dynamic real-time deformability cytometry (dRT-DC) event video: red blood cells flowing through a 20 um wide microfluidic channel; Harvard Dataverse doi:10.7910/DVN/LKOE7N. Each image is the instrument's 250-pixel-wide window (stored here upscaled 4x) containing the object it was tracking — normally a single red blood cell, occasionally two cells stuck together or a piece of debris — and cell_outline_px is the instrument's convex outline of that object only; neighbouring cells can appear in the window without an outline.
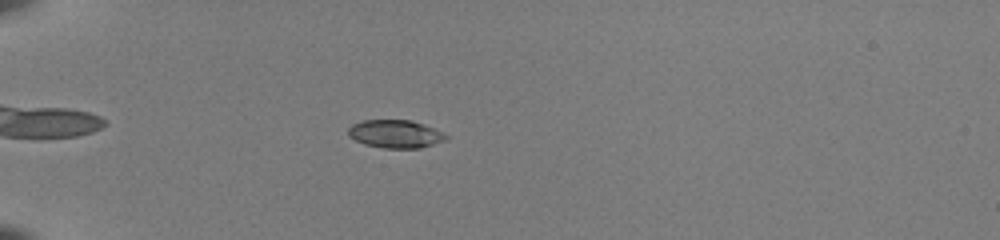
{"species": "common noctule bat (a hibernating species)", "species_latin": "Nyctalus noctula", "temperature_condition": "room temperature", "stored_images_in_passage": 48, "camera_frame_rate_fps": 3000, "um_per_image_px": 0.085, "animal": {"sex": "female", "body_mass_g": 22.0, "forearm_length_mm": 56.7}, "frame": {"image": 1, "passage_image": 12, "time_ms": 3.667, "image_size_px": [1000, 240], "cell_outline_px": [[448, 136], [444, 140], [420, 148], [384, 148], [364, 144], [348, 136], [348, 128], [352, 124], [364, 120], [408, 120], [432, 128]], "centroid_in_image_um": [33.53, 11.39], "position_along_channel_um": 51.5, "area_um2": 15.61}}
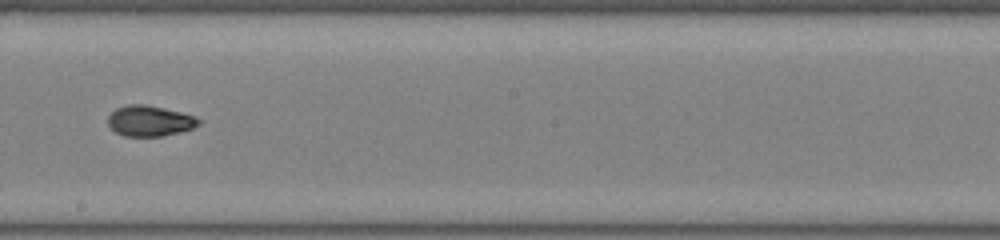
{"frame": {"image": 2, "passage_image": 28, "time_ms": 9.0, "image_size_px": [1000, 240], "cell_outline_px": [[200, 124], [192, 128], [180, 132], [160, 136], [124, 136], [116, 132], [108, 124], [108, 116], [116, 108], [132, 104], [140, 104], [180, 112], [192, 116], [200, 120]], "centroid_in_image_um": [12.7, 10.29], "position_along_channel_um": 235.5, "area_um2": 15.78}}
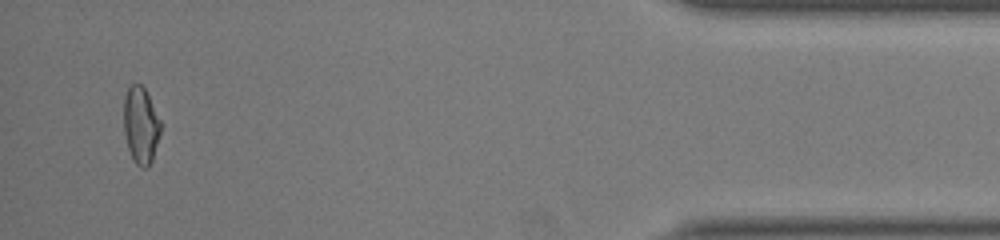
{"frame": {"image": 3, "passage_image": 46, "time_ms": 15.0, "image_size_px": [1000, 240], "cell_outline_px": [[160, 132], [152, 160], [148, 168], [144, 168], [136, 164], [128, 148], [124, 132], [124, 96], [128, 88], [132, 84], [140, 84], [144, 88], [160, 120]], "centroid_in_image_um": [11.95, 10.65], "position_along_channel_um": 423.2, "area_um2": 16.18}, "authors_computed_cell_mechanics": {"area_um2": 16.184, "velocity_mm_per_s": 4.034, "shape_relaxation_time_tau1_ms": 3.6807, "shape_relaxation_time_tau2_ms": 1.9643, "deformation_change_tau1": 0.1627, "deformation_change_tau2": 0.0628}}